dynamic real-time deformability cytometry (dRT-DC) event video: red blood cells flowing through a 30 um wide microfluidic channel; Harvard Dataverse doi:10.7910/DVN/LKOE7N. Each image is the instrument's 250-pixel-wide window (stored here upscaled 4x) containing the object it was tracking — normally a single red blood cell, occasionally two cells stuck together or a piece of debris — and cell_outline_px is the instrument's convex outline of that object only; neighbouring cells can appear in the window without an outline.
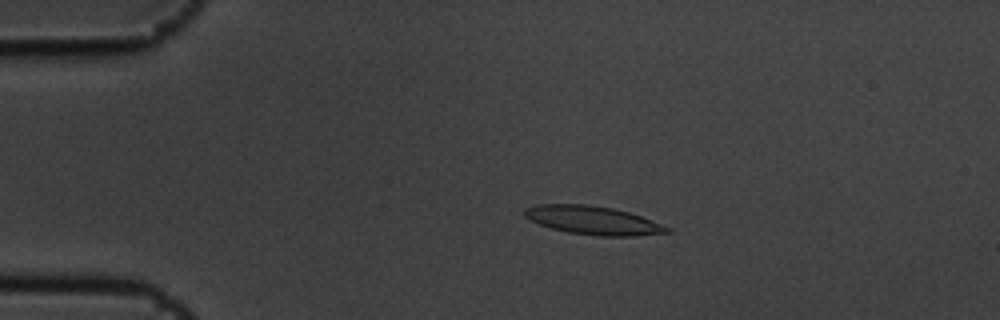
{"species": "common noctule bat (a hibernating species)", "species_latin": "Nyctalus noctula", "temperature_condition": "cold", "stored_images_in_passage": 6, "camera_frame_rate_fps": 3000, "um_per_image_px": 0.085, "animal": {"sex": "male", "body_mass_g": 19.5, "forearm_length_mm": 54.6}, "frame": {"image": 1, "passage_image": 3, "time_ms": 0.667, "image_size_px": [1000, 320], "cell_outline_px": [[672, 232], [636, 236], [596, 236], [568, 232], [552, 228], [540, 224], [524, 216], [524, 208], [536, 204], [584, 204], [612, 208], [628, 212], [640, 216], [672, 228]], "centroid_in_image_um": [50.42, 18.73], "position_along_channel_um": 34.6, "area_um2": 23.58}}
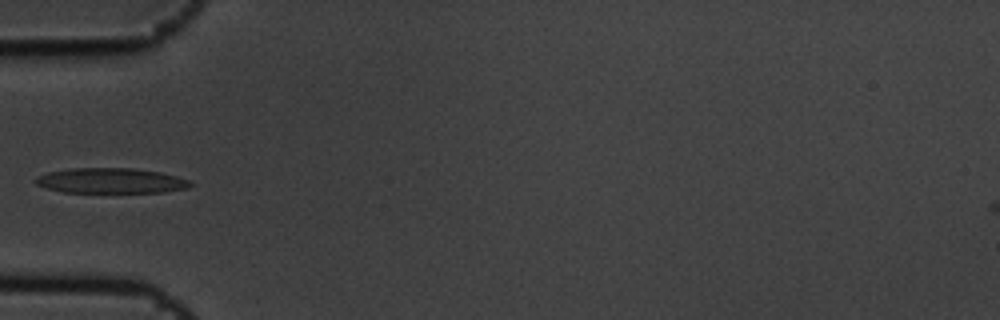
{"frame": {"image": 2, "passage_image": 5, "time_ms": 1.333, "image_size_px": [1000, 320], "cell_outline_px": [[192, 184], [188, 188], [164, 192], [64, 192], [48, 188], [36, 184], [32, 180], [36, 176], [48, 172], [68, 168], [132, 168], [160, 172], [176, 176], [188, 180]], "centroid_in_image_um": [9.39, 15.35], "position_along_channel_um": 75.6, "area_um2": 22.72}}
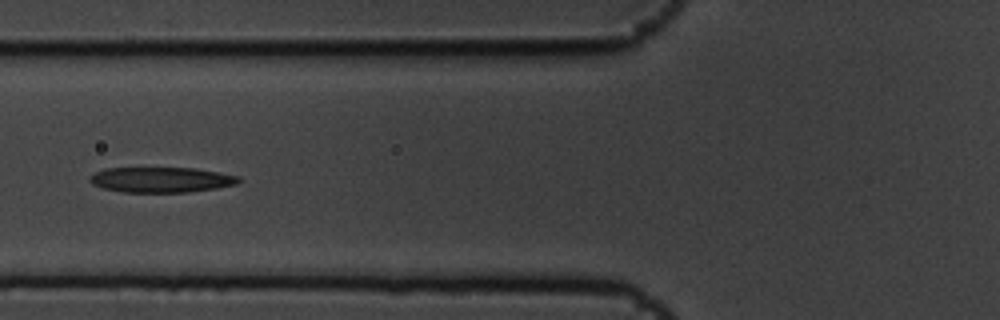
{"frame": {"image": 3, "passage_image": 6, "time_ms": 1.667, "image_size_px": [1000, 320], "cell_outline_px": [[240, 180], [236, 184], [216, 188], [188, 192], [124, 192], [104, 188], [92, 184], [88, 180], [88, 176], [104, 168], [196, 168], [240, 176]], "centroid_in_image_um": [13.68, 15.27], "position_along_channel_um": 112.1, "area_um2": 21.96}}